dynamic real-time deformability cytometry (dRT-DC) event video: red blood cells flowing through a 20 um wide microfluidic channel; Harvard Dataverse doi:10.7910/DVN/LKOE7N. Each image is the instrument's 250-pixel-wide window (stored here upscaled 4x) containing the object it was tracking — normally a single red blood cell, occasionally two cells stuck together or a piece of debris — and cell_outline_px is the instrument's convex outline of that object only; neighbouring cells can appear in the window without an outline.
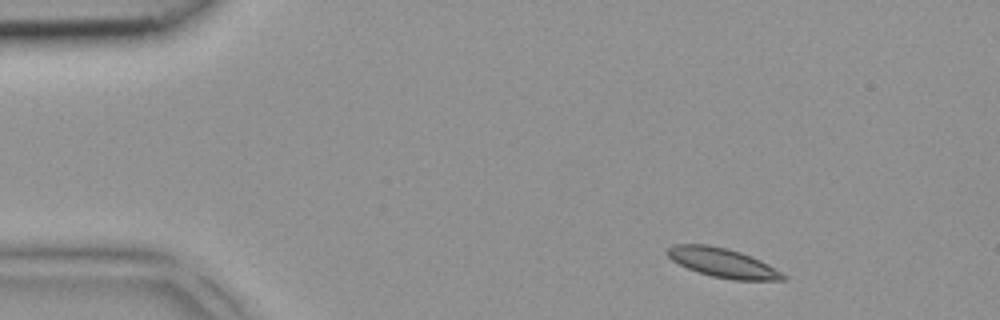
{"species": "common noctule bat (a hibernating species)", "species_latin": "Nyctalus noctula", "temperature_condition": "room temperature", "stored_images_in_passage": 4, "segment_of_instrument_passage": [1, 2], "camera_frame_rate_fps": 3000, "um_per_image_px": 0.085, "animal": {"sex": "female", "body_mass_g": 18.4}, "frame": {"image": 1, "passage_image": 1, "time_ms": 0.0, "image_size_px": [1000, 320], "cell_outline_px": [[788, 276], [784, 280], [732, 280], [712, 276], [688, 268], [672, 260], [664, 252], [672, 244], [708, 244], [728, 248], [740, 252], [760, 260], [768, 264]], "centroid_in_image_um": [61.42, 22.32], "position_along_channel_um": 23.6, "area_um2": 19.71}}